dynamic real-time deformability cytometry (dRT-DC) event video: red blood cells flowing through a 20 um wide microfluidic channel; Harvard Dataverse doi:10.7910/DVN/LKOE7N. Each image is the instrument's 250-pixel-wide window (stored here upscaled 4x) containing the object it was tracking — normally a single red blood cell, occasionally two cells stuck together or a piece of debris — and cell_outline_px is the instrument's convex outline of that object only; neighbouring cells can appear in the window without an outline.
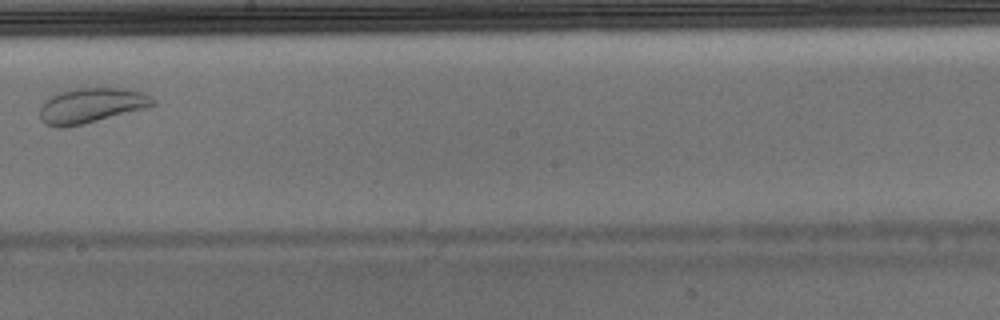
{"species": "Egyptian fruit bat (a non-hibernating species)", "species_latin": "Rousettus aegyptiacus", "temperature_condition": "warm", "stored_images_in_passage": 6, "camera_frame_rate_fps": 3000, "um_per_image_px": 0.085, "animal": {"sex": "male"}, "frame": {"image": 1, "passage_image": 6, "time_ms": 1.667, "image_size_px": [1000, 320], "cell_outline_px": [[156, 104], [144, 108], [84, 124], [64, 128], [56, 128], [44, 124], [40, 120], [40, 104], [48, 96], [56, 92], [72, 88], [124, 88], [144, 92], [152, 96], [156, 100]], "centroid_in_image_um": [7.7, 8.96], "position_along_channel_um": 240.5, "area_um2": 23.58}}